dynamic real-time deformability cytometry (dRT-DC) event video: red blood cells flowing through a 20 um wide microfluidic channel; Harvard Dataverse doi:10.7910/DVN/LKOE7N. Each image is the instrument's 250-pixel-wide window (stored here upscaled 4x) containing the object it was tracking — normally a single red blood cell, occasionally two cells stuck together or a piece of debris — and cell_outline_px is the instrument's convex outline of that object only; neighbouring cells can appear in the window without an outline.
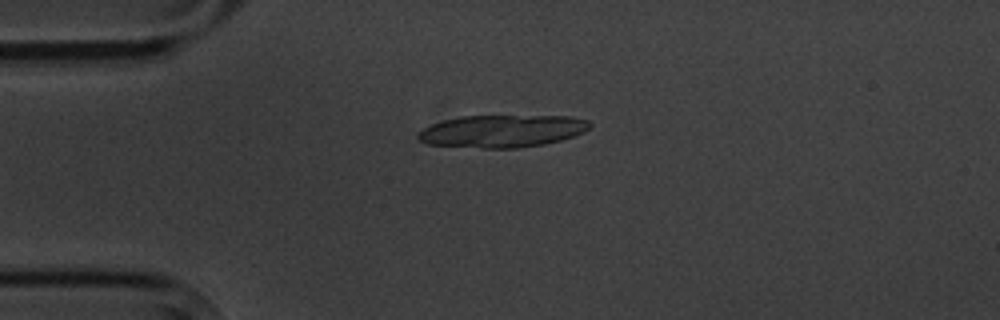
{"species": "common noctule bat (a hibernating species)", "species_latin": "Nyctalus noctula", "temperature_condition": "cold", "stored_images_in_passage": 6, "camera_frame_rate_fps": 3000, "um_per_image_px": 0.085, "animal": {"sex": "male", "body_mass_g": 20.1, "forearm_length_mm": 53.5}, "frame": {"image": 1, "passage_image": 4, "time_ms": 3.333, "image_size_px": [1000, 320], "cell_outline_px": [[592, 124], [584, 132], [560, 140], [544, 144], [516, 148], [484, 148], [428, 144], [420, 140], [416, 136], [416, 132], [432, 124], [444, 120], [460, 116], [572, 116], [588, 120]], "centroid_in_image_um": [42.68, 11.14], "position_along_channel_um": 42.3, "area_um2": 32.37}}